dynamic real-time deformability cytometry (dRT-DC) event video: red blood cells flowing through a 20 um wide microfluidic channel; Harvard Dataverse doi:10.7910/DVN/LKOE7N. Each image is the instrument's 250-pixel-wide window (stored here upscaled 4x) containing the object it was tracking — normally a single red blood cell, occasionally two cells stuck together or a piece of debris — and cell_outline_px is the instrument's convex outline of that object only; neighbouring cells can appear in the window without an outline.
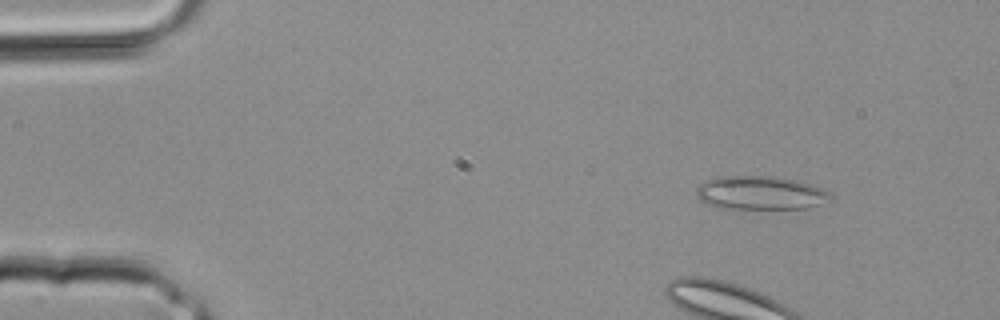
{"species": "common noctule bat (a hibernating species)", "species_latin": "Nyctalus noctula", "temperature_condition": "room temperature", "stored_images_in_passage": 4, "camera_frame_rate_fps": 3000, "um_per_image_px": 0.085, "animal": {"sex": "male", "body_mass_g": 20.4}, "frame": {"image": 1, "passage_image": 2, "time_ms": 0.333, "image_size_px": [1000, 320], "cell_outline_px": [[832, 196], [808, 208], [720, 208], [708, 204], [700, 200], [696, 192], [696, 188], [700, 184], [708, 180], [720, 176], [768, 176], [796, 180], [812, 184], [832, 192]], "centroid_in_image_um": [64.61, 16.38], "position_along_channel_um": 20.4, "area_um2": 25.89}}